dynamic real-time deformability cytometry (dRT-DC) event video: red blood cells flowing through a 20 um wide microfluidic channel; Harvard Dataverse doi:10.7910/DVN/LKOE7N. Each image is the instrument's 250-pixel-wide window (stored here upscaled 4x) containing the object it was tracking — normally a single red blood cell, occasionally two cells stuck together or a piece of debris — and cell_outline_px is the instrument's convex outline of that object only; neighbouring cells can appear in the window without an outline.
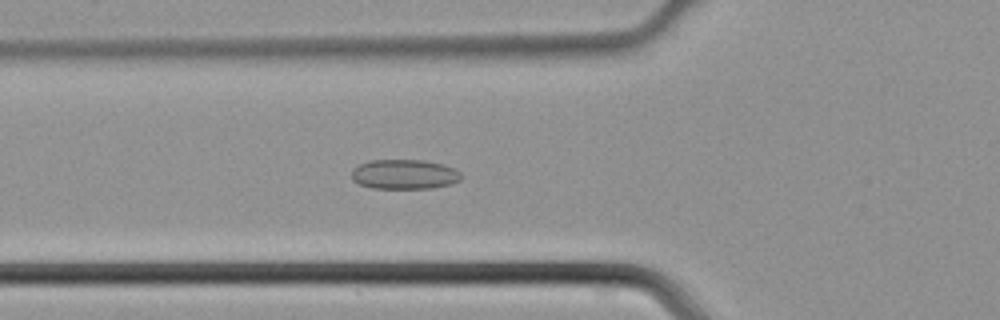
{"species": "common noctule bat (a hibernating species)", "species_latin": "Nyctalus noctula", "temperature_condition": "cold", "stored_images_in_passage": 46, "camera_frame_rate_fps": 3000, "um_per_image_px": 0.085, "animal": {"sex": "male", "body_mass_g": 21.5, "forearm_length_mm": 52.0}, "frame": {"image": 1, "passage_image": 17, "time_ms": 5.333, "image_size_px": [1000, 320], "cell_outline_px": [[464, 176], [460, 180], [452, 184], [432, 188], [372, 188], [360, 184], [352, 180], [352, 172], [360, 164], [372, 160], [424, 160], [456, 168]], "centroid_in_image_um": [34.43, 14.82], "position_along_channel_um": 91.4, "area_um2": 18.96}}
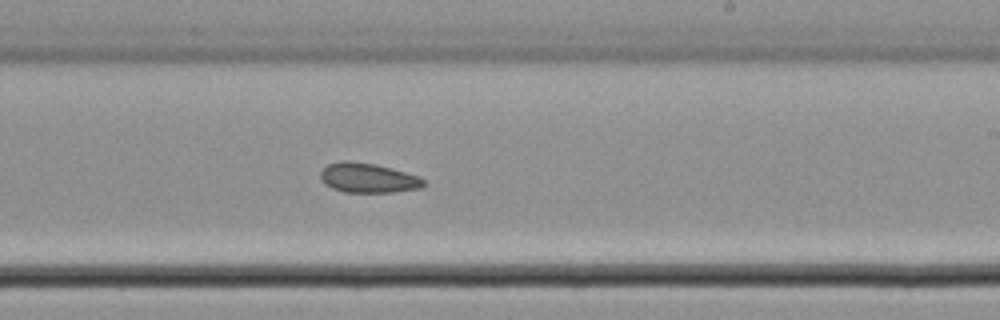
{"frame": {"image": 2, "passage_image": 28, "time_ms": 9.0, "image_size_px": [1000, 320], "cell_outline_px": [[428, 184], [424, 188], [396, 192], [344, 192], [332, 188], [324, 184], [320, 176], [320, 172], [328, 164], [340, 160], [344, 160], [376, 164], [392, 168], [420, 176]], "centroid_in_image_um": [31.34, 15.13], "position_along_channel_um": 257.7, "area_um2": 18.15}}
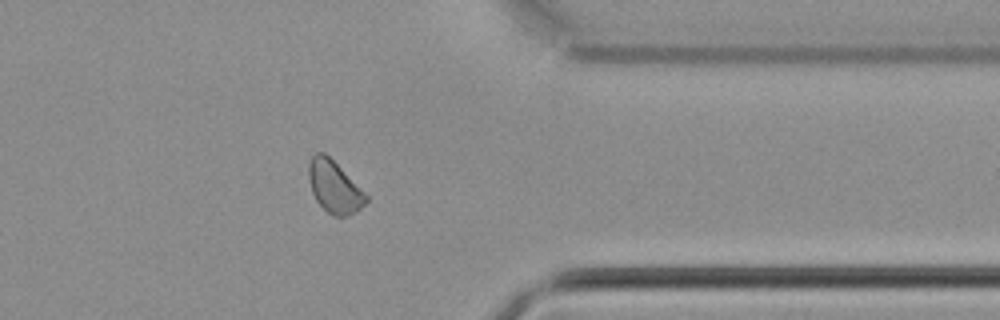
{"frame": {"image": 3, "passage_image": 37, "time_ms": 12.0, "image_size_px": [1000, 320], "cell_outline_px": [[368, 200], [356, 212], [348, 216], [332, 216], [316, 200], [312, 192], [308, 176], [308, 164], [312, 156], [316, 152], [324, 152], [368, 196]], "centroid_in_image_um": [28.39, 15.9], "position_along_channel_um": 383.0, "area_um2": 17.05}}